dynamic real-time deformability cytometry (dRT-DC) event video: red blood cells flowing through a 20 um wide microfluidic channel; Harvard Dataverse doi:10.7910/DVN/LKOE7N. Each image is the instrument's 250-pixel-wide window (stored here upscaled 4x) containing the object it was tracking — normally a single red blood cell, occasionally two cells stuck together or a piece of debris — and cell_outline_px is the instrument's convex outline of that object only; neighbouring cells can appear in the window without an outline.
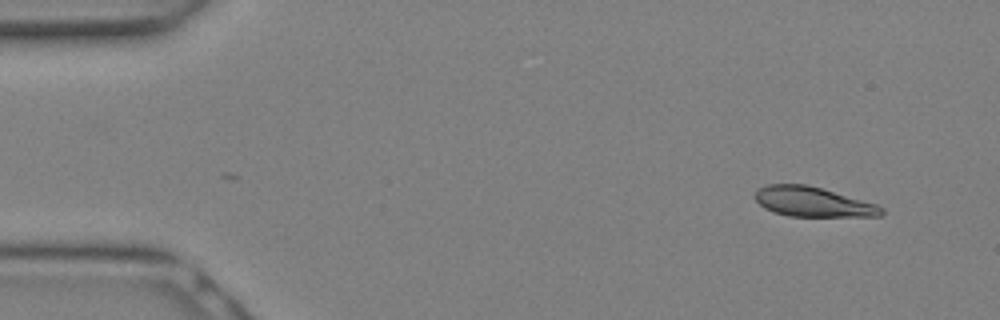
{"species": "Egyptian fruit bat (a non-hibernating species)", "species_latin": "Rousettus aegyptiacus", "temperature_condition": "warm", "stored_images_in_passage": 7, "camera_frame_rate_fps": 3000, "um_per_image_px": 0.085, "animal": {"sex": "female"}, "frame": {"image": 1, "passage_image": 1, "time_ms": 0.0, "image_size_px": [1000, 320], "cell_outline_px": [[884, 212], [880, 216], [788, 216], [772, 212], [764, 208], [752, 196], [756, 188], [768, 184], [808, 184], [876, 204], [884, 208]], "centroid_in_image_um": [69.03, 17.15], "position_along_channel_um": 16.0, "area_um2": 22.08}}
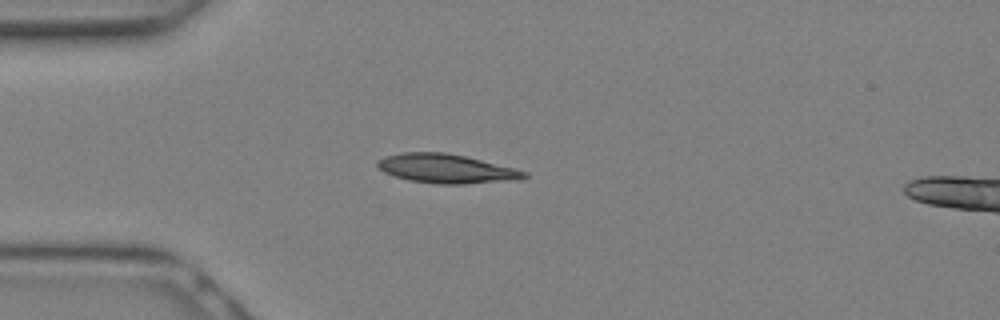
{"frame": {"image": 2, "passage_image": 6, "time_ms": 1.667, "image_size_px": [1000, 320], "cell_outline_px": [[528, 176], [520, 180], [464, 184], [436, 184], [408, 180], [384, 172], [376, 164], [376, 160], [384, 156], [400, 152], [444, 152], [464, 156], [516, 168], [528, 172]], "centroid_in_image_um": [37.95, 14.34], "position_along_channel_um": 47.0, "area_um2": 25.09}}